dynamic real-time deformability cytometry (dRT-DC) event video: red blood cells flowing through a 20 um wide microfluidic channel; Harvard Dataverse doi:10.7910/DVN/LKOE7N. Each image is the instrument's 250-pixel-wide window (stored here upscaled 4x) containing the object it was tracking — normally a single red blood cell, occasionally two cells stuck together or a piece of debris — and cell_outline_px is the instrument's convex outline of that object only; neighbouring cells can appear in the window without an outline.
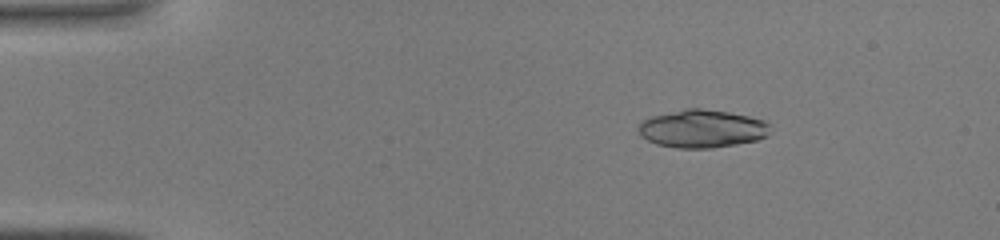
{"species": "common noctule bat (a hibernating species)", "species_latin": "Nyctalus noctula", "temperature_condition": "warm", "stored_images_in_passage": 43, "camera_frame_rate_fps": 3000, "um_per_image_px": 0.085, "animal": {"sex": "male", "body_mass_g": 19.0, "forearm_length_mm": 50.8}, "frame": {"image": 1, "passage_image": 6, "time_ms": 1.667, "image_size_px": [1000, 240], "cell_outline_px": [[772, 124], [768, 136], [756, 140], [736, 144], [712, 148], [676, 148], [656, 144], [640, 136], [640, 124], [644, 120], [652, 116], [684, 108], [700, 108], [728, 112], [748, 116], [764, 120]], "centroid_in_image_um": [59.72, 10.94], "position_along_channel_um": 25.3, "area_um2": 29.19}}